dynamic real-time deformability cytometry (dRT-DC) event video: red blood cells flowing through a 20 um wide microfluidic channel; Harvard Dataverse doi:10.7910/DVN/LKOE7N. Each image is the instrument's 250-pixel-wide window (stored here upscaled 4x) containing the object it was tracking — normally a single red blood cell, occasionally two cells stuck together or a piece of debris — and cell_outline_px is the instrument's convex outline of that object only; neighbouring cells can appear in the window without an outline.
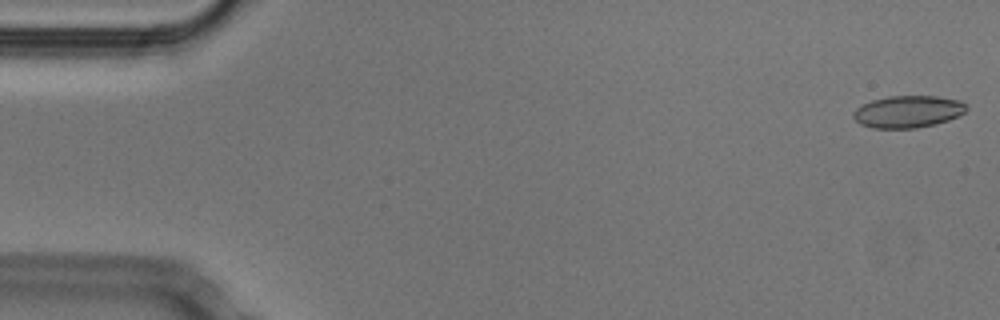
{"species": "Egyptian fruit bat (a non-hibernating species)", "species_latin": "Rousettus aegyptiacus", "temperature_condition": "cold", "stored_images_in_passage": 16, "camera_frame_rate_fps": 3000, "um_per_image_px": 0.085, "animal": {"sex": "male"}, "frame": {"image": 1, "passage_image": 1, "time_ms": 0.0, "image_size_px": [1000, 320], "cell_outline_px": [[968, 108], [964, 112], [948, 120], [936, 124], [916, 128], [872, 128], [860, 124], [852, 116], [852, 112], [856, 108], [872, 100], [888, 96], [936, 96], [960, 100], [968, 104]], "centroid_in_image_um": [77.18, 9.49], "position_along_channel_um": 7.8, "area_um2": 21.21}}